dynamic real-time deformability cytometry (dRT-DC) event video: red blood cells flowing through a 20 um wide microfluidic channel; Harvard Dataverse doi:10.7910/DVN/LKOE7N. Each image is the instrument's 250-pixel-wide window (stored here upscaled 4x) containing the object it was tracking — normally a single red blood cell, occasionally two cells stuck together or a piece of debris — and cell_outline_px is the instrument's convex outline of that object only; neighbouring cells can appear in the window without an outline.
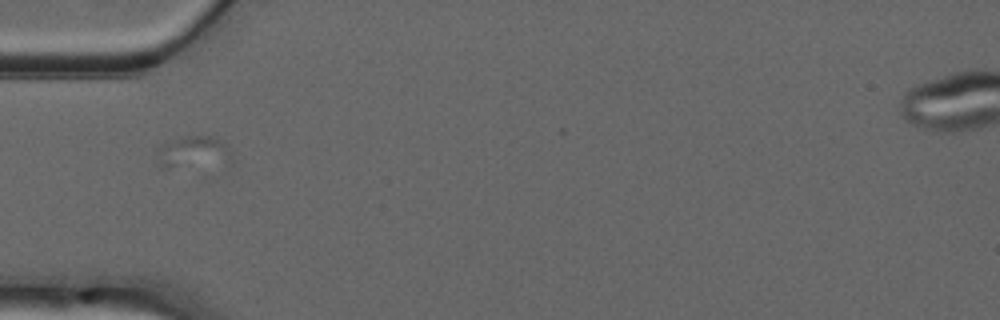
{"species": "common noctule bat (a hibernating species)", "species_latin": "Nyctalus noctula", "temperature_condition": "warm", "stored_images_in_passage": 11, "camera_frame_rate_fps": 3000, "um_per_image_px": 0.085, "animal": {"sex": "male", "forearm_length_mm": 52.5}, "frame": {"image": 1, "passage_image": 11, "time_ms": 3.333, "image_size_px": [1000, 320], "cell_outline_px": [[232, 160], [168, 168], [156, 156], [156, 144], [164, 140], [176, 136], [212, 136], [224, 140], [232, 148]], "centroid_in_image_um": [16.39, 12.82], "position_along_channel_um": 68.6, "area_um2": 14.05}}